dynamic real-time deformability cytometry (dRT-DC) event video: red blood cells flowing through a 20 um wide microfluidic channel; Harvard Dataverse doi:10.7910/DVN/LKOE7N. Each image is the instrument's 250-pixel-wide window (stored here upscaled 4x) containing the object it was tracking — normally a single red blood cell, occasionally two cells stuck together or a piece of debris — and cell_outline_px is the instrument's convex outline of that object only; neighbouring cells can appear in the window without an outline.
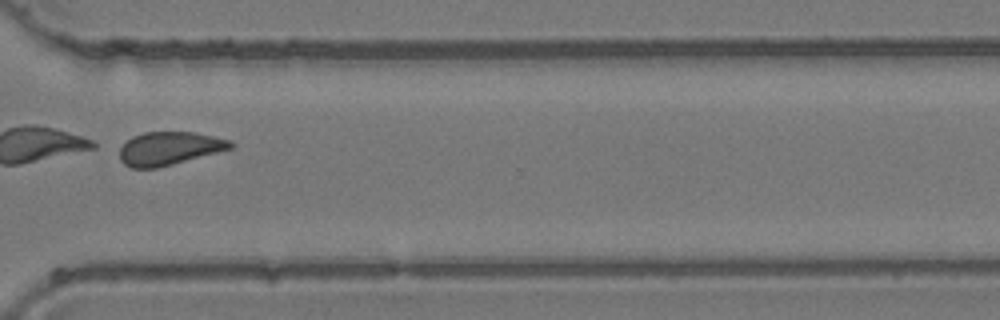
{"species": "common noctule bat (a hibernating species)", "species_latin": "Nyctalus noctula", "temperature_condition": "room temperature", "stored_images_in_passage": 38, "camera_frame_rate_fps": 3000, "um_per_image_px": 0.085, "animal": {"sex": "female", "body_mass_g": 24.6, "forearm_length_mm": 56.2}, "frame": {"image": 1, "passage_image": 27, "time_ms": 8.667, "image_size_px": [1000, 320], "cell_outline_px": [[236, 148], [156, 168], [132, 168], [124, 164], [120, 160], [120, 148], [132, 136], [144, 132], [192, 132], [232, 140], [236, 144]], "centroid_in_image_um": [14.44, 12.61], "position_along_channel_um": 356.2, "area_um2": 21.62}}